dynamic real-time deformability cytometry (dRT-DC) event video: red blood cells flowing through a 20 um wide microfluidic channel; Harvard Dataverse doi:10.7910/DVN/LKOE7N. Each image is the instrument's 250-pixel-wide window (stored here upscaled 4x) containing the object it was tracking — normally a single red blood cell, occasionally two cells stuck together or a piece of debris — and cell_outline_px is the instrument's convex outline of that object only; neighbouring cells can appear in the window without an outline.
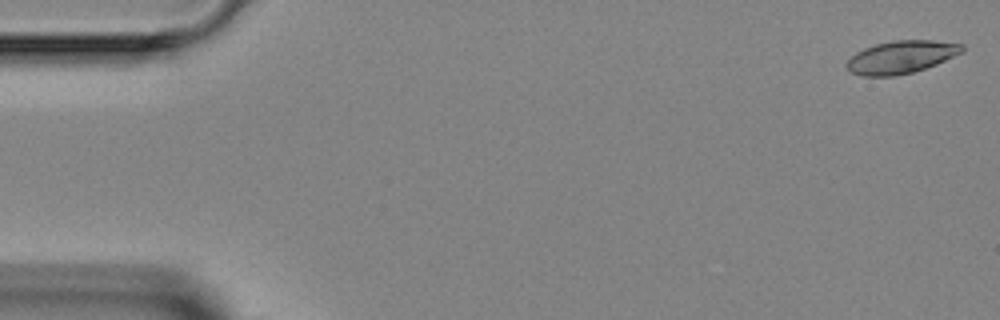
{"species": "Egyptian fruit bat (a non-hibernating species)", "species_latin": "Rousettus aegyptiacus", "temperature_condition": "room temperature", "stored_images_in_passage": 46, "camera_frame_rate_fps": 3000, "um_per_image_px": 0.085, "animal": {"sex": "female"}, "frame": {"image": 1, "passage_image": 1, "time_ms": 0.0, "image_size_px": [1000, 320], "cell_outline_px": [[964, 52], [936, 64], [912, 72], [892, 76], [860, 76], [848, 72], [844, 64], [856, 52], [864, 48], [876, 44], [892, 40], [932, 40], [964, 44]], "centroid_in_image_um": [76.57, 4.85], "position_along_channel_um": 8.4, "area_um2": 22.14}}
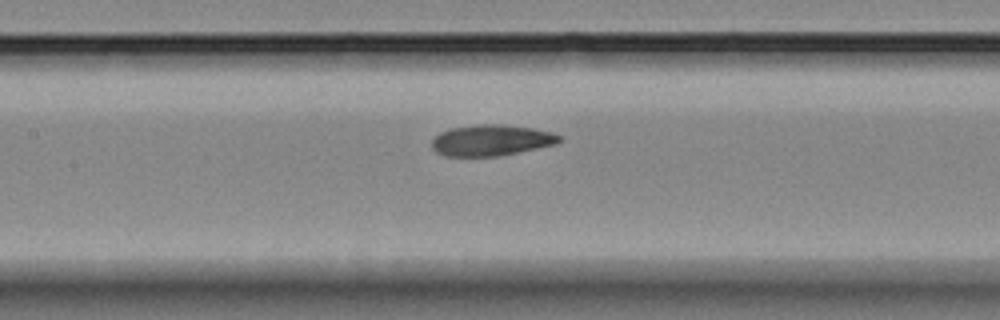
{"frame": {"image": 2, "passage_image": 21, "time_ms": 6.667, "image_size_px": [1000, 320], "cell_outline_px": [[564, 140], [556, 144], [500, 156], [444, 156], [436, 152], [432, 148], [432, 140], [440, 132], [452, 128], [480, 124], [496, 124], [532, 128], [552, 132], [560, 136]], "centroid_in_image_um": [41.77, 11.93], "position_along_channel_um": 165.6, "area_um2": 23.0}}
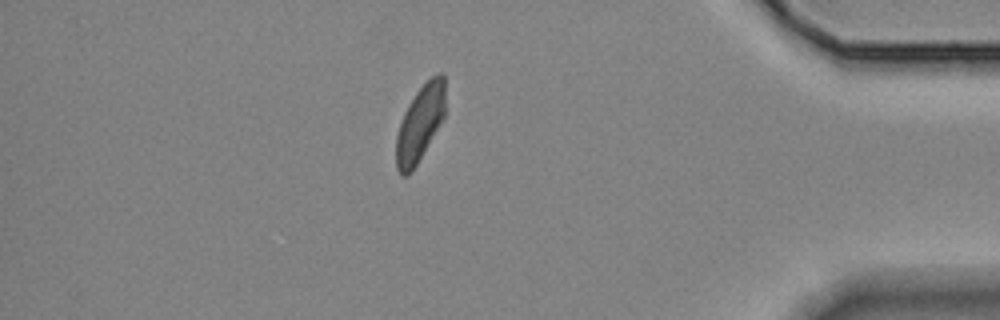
{"frame": {"image": 3, "passage_image": 40, "time_ms": 13.0, "image_size_px": [1000, 320], "cell_outline_px": [[444, 116], [412, 172], [408, 176], [400, 176], [396, 168], [396, 136], [400, 120], [408, 104], [416, 92], [432, 76], [440, 72], [444, 72]], "centroid_in_image_um": [35.66, 10.52], "position_along_channel_um": 399.5, "area_um2": 21.56}}